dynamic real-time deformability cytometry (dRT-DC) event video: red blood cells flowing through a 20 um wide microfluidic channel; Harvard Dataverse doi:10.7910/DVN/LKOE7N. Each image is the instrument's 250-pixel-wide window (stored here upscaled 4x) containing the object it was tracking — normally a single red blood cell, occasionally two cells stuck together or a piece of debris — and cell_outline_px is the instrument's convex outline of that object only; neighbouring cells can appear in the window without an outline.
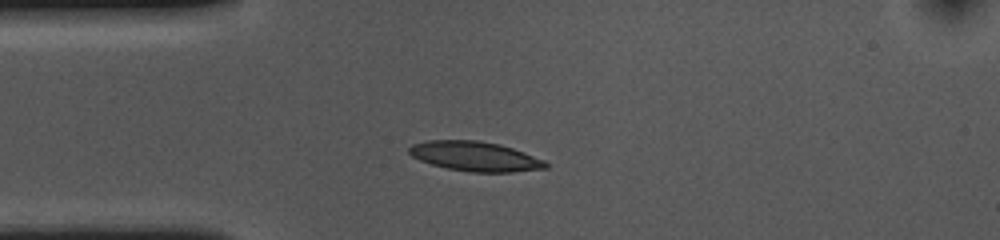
{"species": "common noctule bat (a hibernating species)", "species_latin": "Nyctalus noctula", "temperature_condition": "cold", "stored_images_in_passage": 37, "camera_frame_rate_fps": 3000, "um_per_image_px": 0.085, "animal": {"sex": "female", "body_mass_g": 10.0, "forearm_length_mm": 53.1}, "frame": {"image": 1, "passage_image": 1, "time_ms": 0.0, "image_size_px": [1000, 240], "cell_outline_px": [[548, 168], [512, 172], [468, 172], [448, 168], [432, 164], [420, 160], [412, 156], [408, 152], [408, 148], [412, 144], [428, 140], [476, 140], [500, 144], [524, 152], [544, 160], [548, 164]], "centroid_in_image_um": [40.38, 13.29], "position_along_channel_um": 44.6, "area_um2": 23.58}}
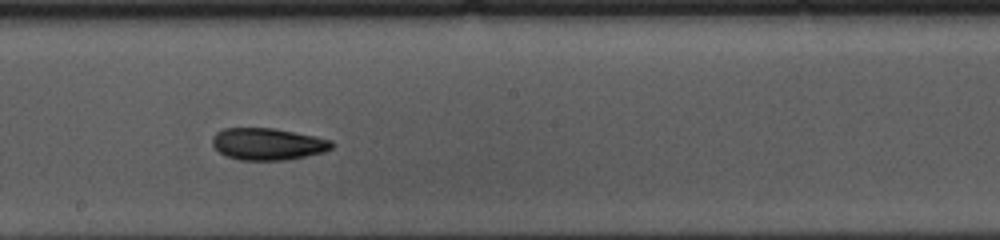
{"frame": {"image": 2, "passage_image": 17, "time_ms": 5.333, "image_size_px": [1000, 240], "cell_outline_px": [[336, 144], [332, 148], [324, 152], [284, 160], [240, 160], [228, 156], [220, 152], [212, 144], [212, 136], [216, 132], [224, 128], [276, 128], [316, 136], [332, 140]], "centroid_in_image_um": [22.79, 12.23], "position_along_channel_um": 225.4, "area_um2": 22.31}}
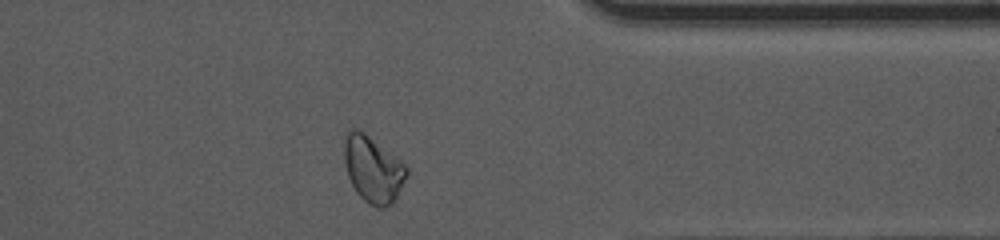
{"frame": {"image": 3, "passage_image": 31, "time_ms": 10.0, "image_size_px": [1000, 240], "cell_outline_px": [[408, 172], [396, 196], [384, 208], [376, 208], [364, 200], [356, 192], [348, 176], [344, 160], [344, 132], [348, 128], [356, 128], [364, 132], [400, 160], [408, 168]], "centroid_in_image_um": [31.65, 14.34], "position_along_channel_um": 379.7, "area_um2": 23.87}, "authors_computed_cell_mechanics": {"area_um2": 22.7732, "velocity_mm_per_s": 3.5946, "shape_relaxation_time_tau1_ms": 8.589, "shape_relaxation_time_tau2_ms": 5.9306, "deformation_change_tau1": 0.1743, "deformation_change_tau2": 0.1132}}